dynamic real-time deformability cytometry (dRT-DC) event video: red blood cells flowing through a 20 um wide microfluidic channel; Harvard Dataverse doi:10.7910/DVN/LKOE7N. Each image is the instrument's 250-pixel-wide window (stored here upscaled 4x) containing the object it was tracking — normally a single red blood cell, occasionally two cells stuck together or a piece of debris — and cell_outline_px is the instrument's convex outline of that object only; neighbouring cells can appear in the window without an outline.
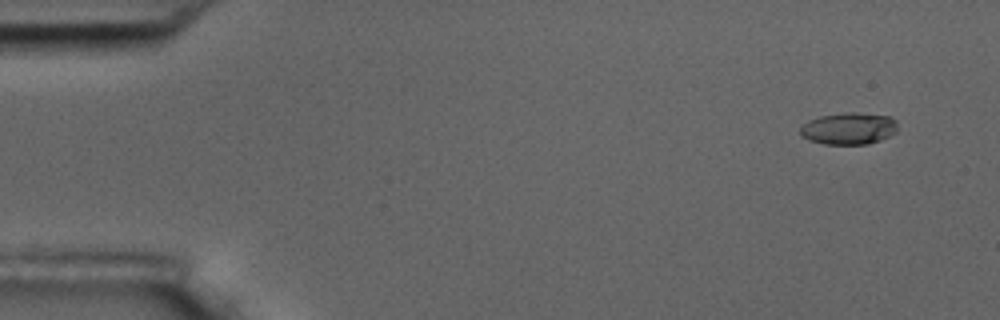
{"species": "common noctule bat (a hibernating species)", "species_latin": "Nyctalus noctula", "temperature_condition": "room temperature", "stored_images_in_passage": 6, "camera_frame_rate_fps": 3000, "um_per_image_px": 0.085, "animal": {"sex": "male", "body_mass_g": 17.5, "forearm_length_mm": 52.3}, "frame": {"image": 1, "passage_image": 1, "time_ms": 0.0, "image_size_px": [1000, 320], "cell_outline_px": [[896, 132], [880, 140], [868, 144], [824, 144], [808, 140], [800, 136], [800, 124], [808, 120], [820, 116], [844, 112], [856, 112], [892, 116], [896, 120]], "centroid_in_image_um": [72.11, 10.91], "position_along_channel_um": 12.9, "area_um2": 18.38}}
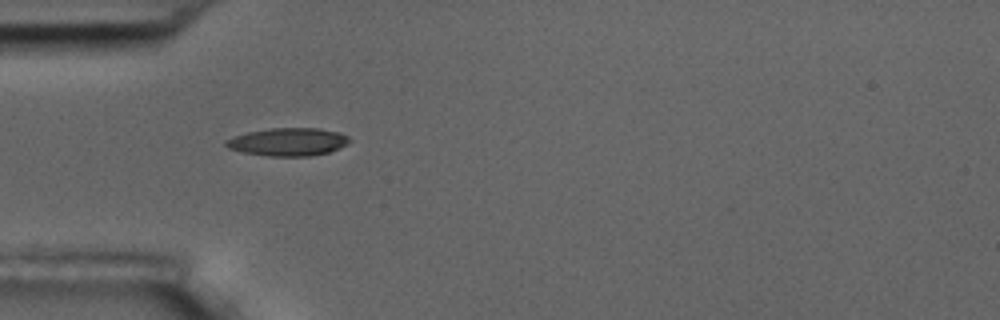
{"frame": {"image": 2, "passage_image": 5, "time_ms": 4.667, "image_size_px": [1000, 320], "cell_outline_px": [[352, 140], [348, 144], [340, 148], [328, 152], [308, 156], [268, 156], [244, 152], [228, 148], [224, 144], [224, 140], [232, 136], [248, 132], [272, 128], [320, 128], [340, 132], [348, 136]], "centroid_in_image_um": [24.5, 12.05], "position_along_channel_um": 60.5, "area_um2": 20.23}}